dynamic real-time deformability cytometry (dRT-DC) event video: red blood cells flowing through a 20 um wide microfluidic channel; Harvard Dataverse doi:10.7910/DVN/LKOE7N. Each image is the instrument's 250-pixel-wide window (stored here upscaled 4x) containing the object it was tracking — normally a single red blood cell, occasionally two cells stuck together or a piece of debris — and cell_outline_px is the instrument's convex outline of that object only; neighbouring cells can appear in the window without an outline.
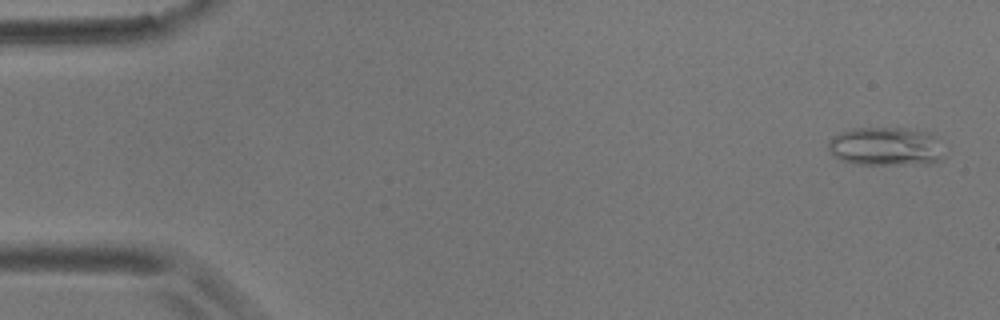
{"species": "common noctule bat (a hibernating species)", "species_latin": "Nyctalus noctula", "temperature_condition": "room temperature", "stored_images_in_passage": 4, "camera_frame_rate_fps": 3000, "um_per_image_px": 0.085, "animal": {"sex": "male", "body_mass_g": 17.9}, "frame": {"image": 1, "passage_image": 1, "time_ms": 0.0, "image_size_px": [1000, 320], "cell_outline_px": [[944, 156], [940, 160], [928, 164], [860, 164], [840, 160], [828, 148], [828, 140], [832, 136], [852, 128], [908, 128], [932, 132], [936, 136]], "centroid_in_image_um": [75.32, 12.44], "position_along_channel_um": 9.7, "area_um2": 26.24}}